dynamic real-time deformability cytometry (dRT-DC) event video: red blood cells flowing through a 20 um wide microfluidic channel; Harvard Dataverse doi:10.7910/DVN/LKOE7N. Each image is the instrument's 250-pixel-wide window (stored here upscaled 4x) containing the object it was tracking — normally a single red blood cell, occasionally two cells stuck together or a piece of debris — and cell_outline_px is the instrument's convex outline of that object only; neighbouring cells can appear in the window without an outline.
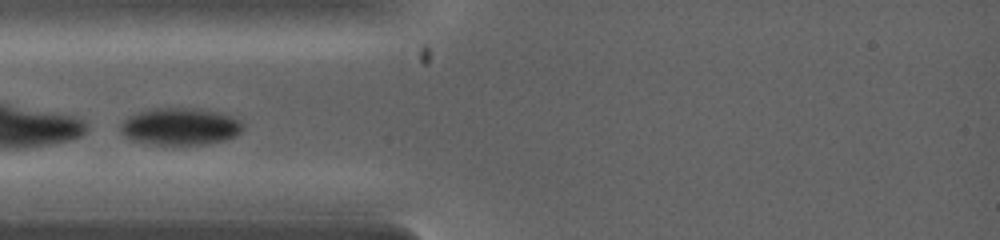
{"species": "common noctule bat (a hibernating species)", "species_latin": "Nyctalus noctula", "temperature_condition": "warm", "stored_images_in_passage": 1, "camera_frame_rate_fps": 5000, "um_per_image_px": 0.085, "animal": {"sex": "female", "body_mass_g": 19.0, "forearm_length_mm": 53.3}, "frame": {"image": 1, "passage_image": 1, "time_ms": 0.0, "image_size_px": [1000, 240], "cell_outline_px": [[244, 128], [236, 136], [224, 140], [204, 144], [152, 144], [128, 140], [120, 132], [120, 124], [128, 116], [140, 112], [156, 108], [200, 108], [232, 116], [240, 120], [244, 124]], "centroid_in_image_um": [15.31, 10.75], "position_along_channel_um": 69.7, "area_um2": 26.59}}